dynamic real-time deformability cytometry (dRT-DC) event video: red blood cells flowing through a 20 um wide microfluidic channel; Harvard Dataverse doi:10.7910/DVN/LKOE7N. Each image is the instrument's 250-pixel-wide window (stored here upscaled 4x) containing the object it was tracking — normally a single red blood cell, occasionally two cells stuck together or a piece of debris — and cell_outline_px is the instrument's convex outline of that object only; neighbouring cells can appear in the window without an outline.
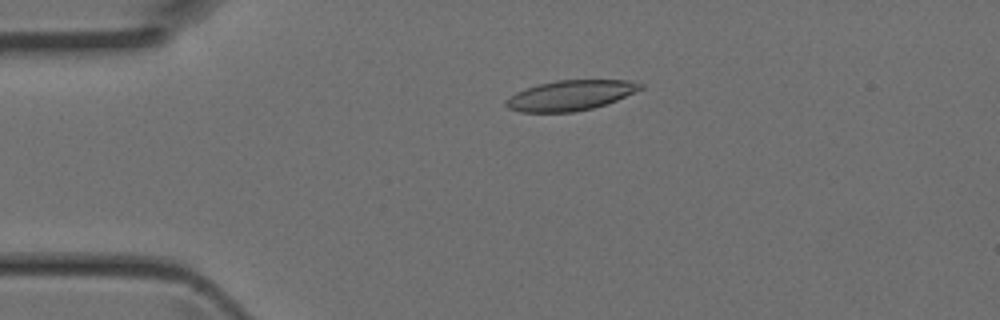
{"species": "Egyptian fruit bat (a non-hibernating species)", "species_latin": "Rousettus aegyptiacus", "temperature_condition": "room temperature", "stored_images_in_passage": 13, "camera_frame_rate_fps": 3000, "um_per_image_px": 0.085, "animal": {"sex": "female"}, "frame": {"image": 1, "passage_image": 10, "time_ms": 3.0, "image_size_px": [1000, 320], "cell_outline_px": [[644, 88], [616, 100], [592, 108], [572, 112], [520, 112], [508, 108], [504, 104], [504, 100], [516, 92], [524, 88], [556, 80], [628, 80], [644, 84]], "centroid_in_image_um": [48.46, 8.1], "position_along_channel_um": 36.5, "area_um2": 23.58}}